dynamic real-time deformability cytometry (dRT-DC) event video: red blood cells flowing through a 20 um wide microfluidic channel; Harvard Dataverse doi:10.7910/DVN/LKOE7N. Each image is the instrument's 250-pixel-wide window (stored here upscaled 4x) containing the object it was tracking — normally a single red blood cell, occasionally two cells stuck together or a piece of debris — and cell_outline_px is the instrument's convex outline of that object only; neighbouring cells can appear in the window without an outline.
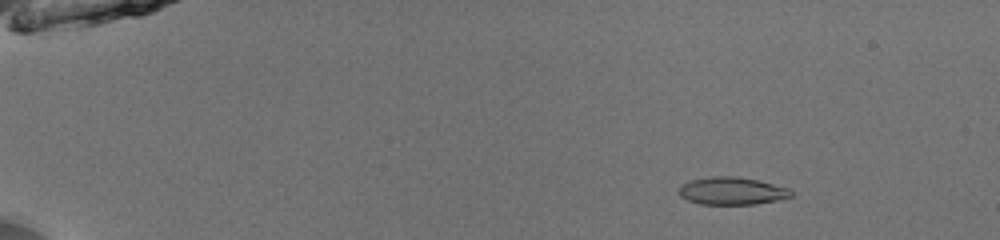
{"species": "common noctule bat (a hibernating species)", "species_latin": "Nyctalus noctula", "temperature_condition": "room temperature", "stored_images_in_passage": 53, "camera_frame_rate_fps": 3000, "um_per_image_px": 0.085, "animal": {"sex": "male", "body_mass_g": 13.0, "forearm_length_mm": 53.1}, "frame": {"image": 1, "passage_image": 9, "time_ms": 2.667, "image_size_px": [1000, 240], "cell_outline_px": [[792, 196], [776, 200], [756, 204], [700, 204], [688, 200], [680, 196], [680, 188], [684, 184], [692, 180], [708, 176], [736, 176], [756, 180], [788, 188], [792, 192]], "centroid_in_image_um": [62.21, 16.23], "position_along_channel_um": 22.8, "area_um2": 17.74}}
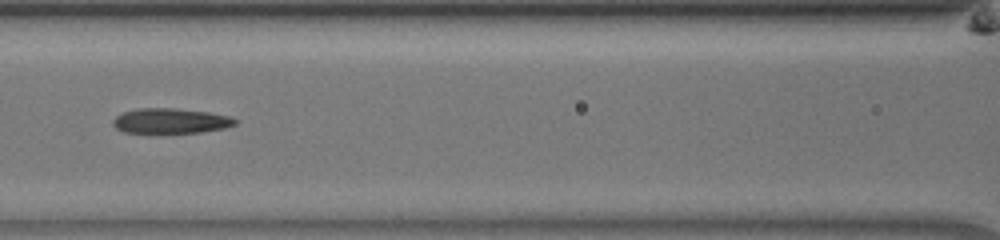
{"frame": {"image": 2, "passage_image": 27, "time_ms": 8.667, "image_size_px": [1000, 240], "cell_outline_px": [[236, 124], [224, 128], [200, 132], [148, 136], [124, 132], [116, 128], [112, 124], [112, 120], [116, 116], [124, 112], [140, 108], [172, 108], [208, 112], [228, 116], [236, 120]], "centroid_in_image_um": [14.41, 10.33], "position_along_channel_um": 152.2, "area_um2": 18.61}}
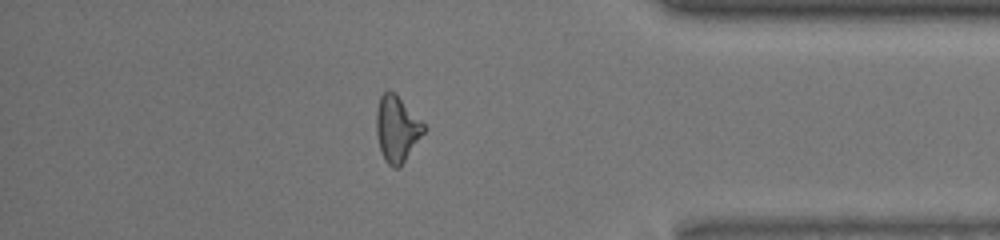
{"frame": {"image": 3, "passage_image": 47, "time_ms": 15.333, "image_size_px": [1000, 240], "cell_outline_px": [[424, 132], [400, 168], [392, 168], [384, 160], [380, 148], [376, 132], [376, 112], [380, 96], [388, 88], [396, 92], [424, 124]], "centroid_in_image_um": [33.71, 10.93], "position_along_channel_um": 401.5, "area_um2": 18.32}, "authors_computed_cell_mechanics": {"area_um2": 18.2648, "velocity_mm_per_s": 4.0094, "shape_relaxation_time_tau1_ms": 4.3618, "shape_relaxation_time_tau2_ms": 4.1007, "deformation_change_tau1": 0.1394, "deformation_change_tau2": 0.1425}}